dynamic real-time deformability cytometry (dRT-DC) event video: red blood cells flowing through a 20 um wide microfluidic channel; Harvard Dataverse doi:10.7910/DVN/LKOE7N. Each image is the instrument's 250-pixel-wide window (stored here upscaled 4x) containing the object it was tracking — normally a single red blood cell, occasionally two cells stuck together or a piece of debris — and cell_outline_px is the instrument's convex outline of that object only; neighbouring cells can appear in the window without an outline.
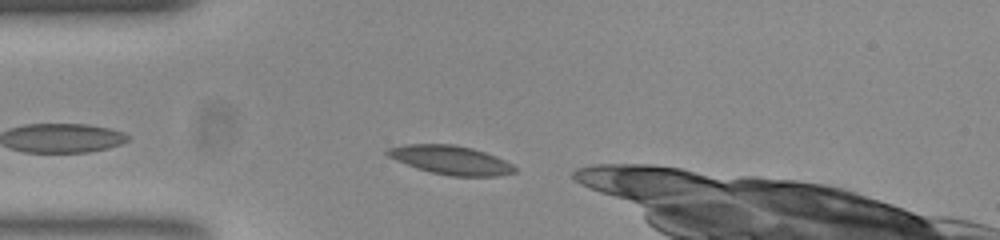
{"species": "common noctule bat (a hibernating species)", "species_latin": "Nyctalus noctula", "temperature_condition": "room temperature", "stored_images_in_passage": 9, "camera_frame_rate_fps": 3000, "um_per_image_px": 0.085, "animal": {"sex": "female", "body_mass_g": 23.0, "forearm_length_mm": 53.4}, "frame": {"image": 1, "passage_image": 1, "time_ms": 0.0, "image_size_px": [1000, 240], "cell_outline_px": [[516, 172], [496, 176], [452, 176], [432, 172], [416, 168], [396, 160], [388, 156], [384, 152], [388, 148], [404, 144], [452, 144], [472, 148], [496, 156], [512, 164], [516, 168]], "centroid_in_image_um": [38.3, 13.6], "position_along_channel_um": 46.7, "area_um2": 21.27}}